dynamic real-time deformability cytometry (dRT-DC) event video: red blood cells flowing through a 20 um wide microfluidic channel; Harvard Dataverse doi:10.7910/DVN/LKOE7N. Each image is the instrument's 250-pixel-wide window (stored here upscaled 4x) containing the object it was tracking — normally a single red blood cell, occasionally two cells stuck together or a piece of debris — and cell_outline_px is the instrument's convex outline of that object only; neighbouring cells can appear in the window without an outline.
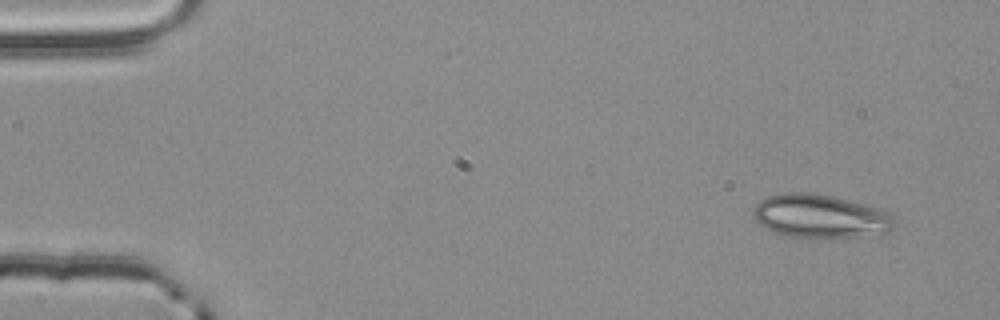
{"species": "common noctule bat (a hibernating species)", "species_latin": "Nyctalus noctula", "temperature_condition": "room temperature", "stored_images_in_passage": 3, "camera_frame_rate_fps": 3000, "um_per_image_px": 0.085, "animal": {"sex": "male", "body_mass_g": 20.4}, "frame": {"image": 1, "passage_image": 1, "time_ms": 0.0, "image_size_px": [1000, 320], "cell_outline_px": [[896, 220], [892, 228], [888, 232], [856, 236], [800, 240], [784, 236], [760, 224], [752, 216], [752, 212], [756, 204], [760, 200], [768, 196], [784, 192], [808, 192], [832, 196], [864, 204], [888, 212]], "centroid_in_image_um": [69.67, 18.4], "position_along_channel_um": 15.3, "area_um2": 36.18}}